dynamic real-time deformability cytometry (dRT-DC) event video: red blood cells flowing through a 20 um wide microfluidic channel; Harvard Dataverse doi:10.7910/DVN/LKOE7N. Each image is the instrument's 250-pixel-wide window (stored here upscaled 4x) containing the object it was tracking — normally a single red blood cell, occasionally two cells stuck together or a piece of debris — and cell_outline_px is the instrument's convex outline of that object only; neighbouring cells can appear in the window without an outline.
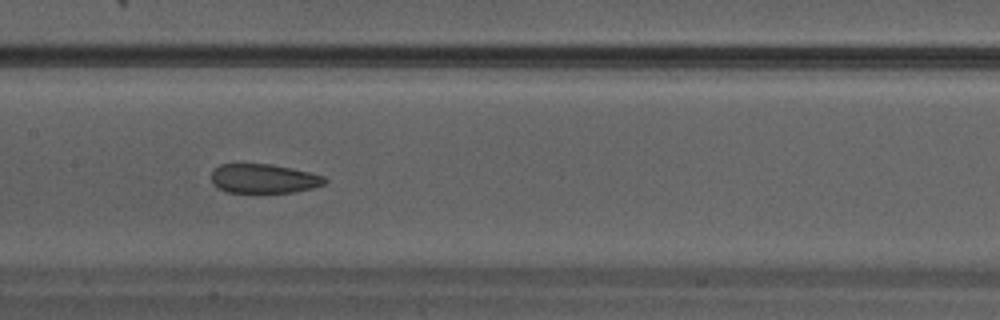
{"species": "Egyptian fruit bat (a non-hibernating species)", "species_latin": "Rousettus aegyptiacus", "temperature_condition": "warm", "stored_images_in_passage": 24, "camera_frame_rate_fps": 3000, "um_per_image_px": 0.085, "animal": {"sex": "male"}, "frame": {"image": 1, "passage_image": 11, "time_ms": 3.333, "image_size_px": [1000, 320], "cell_outline_px": [[328, 180], [324, 184], [312, 188], [296, 192], [228, 192], [212, 184], [212, 168], [220, 164], [272, 164], [292, 168], [324, 176]], "centroid_in_image_um": [22.41, 15.17], "position_along_channel_um": 185.0, "area_um2": 19.31}}